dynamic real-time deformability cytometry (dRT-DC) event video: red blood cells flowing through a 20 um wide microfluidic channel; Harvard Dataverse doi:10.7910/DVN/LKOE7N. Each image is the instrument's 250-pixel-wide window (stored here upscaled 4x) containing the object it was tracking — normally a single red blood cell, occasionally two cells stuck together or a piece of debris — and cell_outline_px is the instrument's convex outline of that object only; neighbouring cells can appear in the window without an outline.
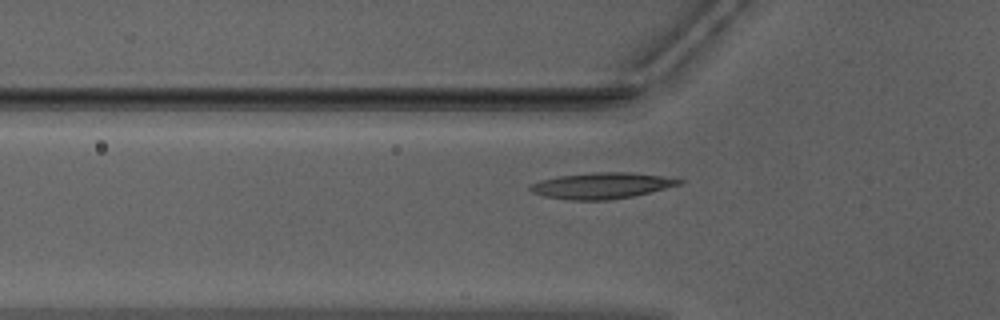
{"species": "Egyptian fruit bat (a non-hibernating species)", "species_latin": "Rousettus aegyptiacus", "temperature_condition": "warm", "stored_images_in_passage": 49, "camera_frame_rate_fps": 3000, "um_per_image_px": 0.085, "animal": {"sex": "male"}, "frame": {"image": 1, "passage_image": 18, "time_ms": 5.667, "image_size_px": [1000, 320], "cell_outline_px": [[684, 180], [680, 184], [632, 196], [608, 200], [572, 200], [544, 196], [532, 192], [528, 188], [528, 184], [540, 180], [556, 176], [596, 172], [628, 172], [676, 176]], "centroid_in_image_um": [51.16, 15.76], "position_along_channel_um": 74.6, "area_um2": 22.83}}
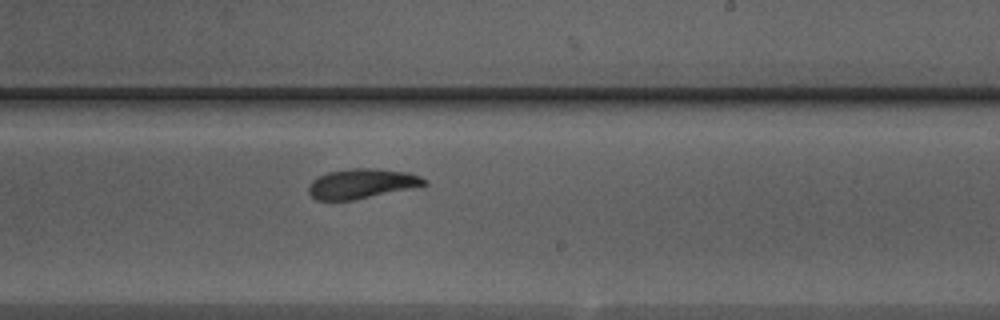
{"frame": {"image": 2, "passage_image": 32, "time_ms": 10.333, "image_size_px": [1000, 320], "cell_outline_px": [[428, 184], [352, 200], [316, 200], [308, 192], [308, 184], [312, 180], [328, 172], [352, 168], [376, 168], [408, 172], [420, 176], [428, 180]], "centroid_in_image_um": [30.73, 15.59], "position_along_channel_um": 258.3, "area_um2": 19.88}}
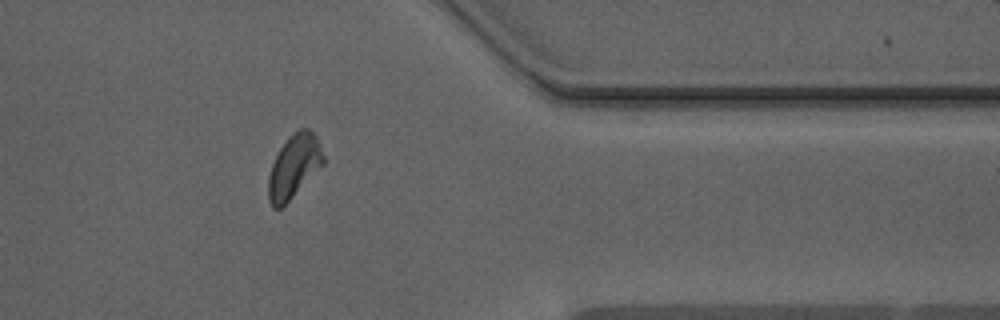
{"frame": {"image": 3, "passage_image": 43, "time_ms": 14.0, "image_size_px": [1000, 320], "cell_outline_px": [[324, 164], [280, 208], [272, 208], [268, 200], [268, 176], [272, 164], [280, 148], [288, 136], [300, 128], [308, 128], [316, 136], [320, 144], [324, 156]], "centroid_in_image_um": [24.98, 14.11], "position_along_channel_um": 386.4, "area_um2": 20.06}, "authors_computed_cell_mechanics": {"area_um2": 20.6924, "velocity_mm_per_s": 3.9302, "shape_relaxation_time_tau1_ms": 5.8475, "shape_relaxation_time_tau2_ms": 6.5723, "deformation_change_tau1": 0.189, "deformation_change_tau2": 0.1312}}